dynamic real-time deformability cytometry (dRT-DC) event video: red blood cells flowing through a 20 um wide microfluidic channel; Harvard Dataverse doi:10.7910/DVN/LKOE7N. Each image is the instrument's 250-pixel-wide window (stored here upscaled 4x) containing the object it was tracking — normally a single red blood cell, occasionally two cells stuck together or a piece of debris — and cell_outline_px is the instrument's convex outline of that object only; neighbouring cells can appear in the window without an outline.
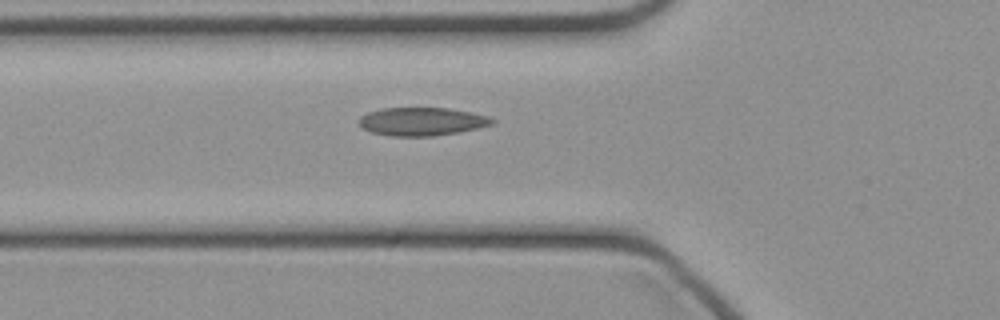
{"species": "common noctule bat (a hibernating species)", "species_latin": "Nyctalus noctula", "temperature_condition": "cold", "stored_images_in_passage": 17, "camera_frame_rate_fps": 3000, "um_per_image_px": 0.085, "animal": {"sex": "female", "body_mass_g": 21.9}, "frame": {"image": 1, "passage_image": 2, "time_ms": 0.333, "image_size_px": [1000, 320], "cell_outline_px": [[496, 124], [460, 132], [432, 136], [392, 136], [372, 132], [360, 128], [360, 116], [368, 112], [380, 108], [448, 108], [472, 112], [488, 116], [496, 120]], "centroid_in_image_um": [35.89, 10.33], "position_along_channel_um": 89.9, "area_um2": 22.08}}
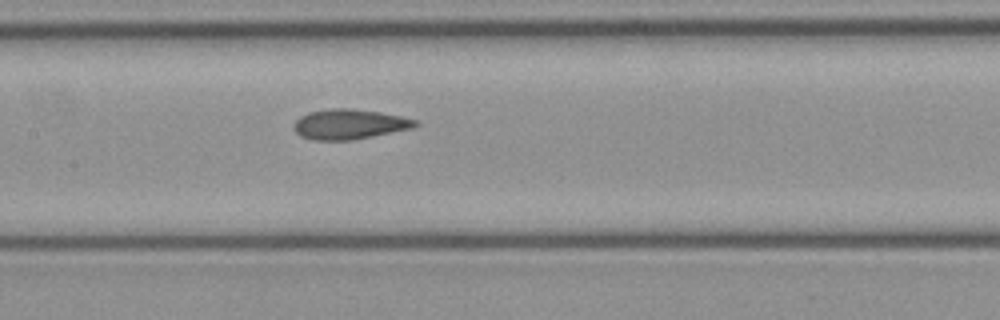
{"frame": {"image": 2, "passage_image": 8, "time_ms": 2.333, "image_size_px": [1000, 320], "cell_outline_px": [[420, 124], [416, 128], [352, 140], [312, 140], [300, 136], [296, 132], [296, 120], [300, 116], [308, 112], [336, 108], [352, 108], [380, 112], [400, 116], [416, 120]], "centroid_in_image_um": [29.75, 10.56], "position_along_channel_um": 177.6, "area_um2": 21.27}}
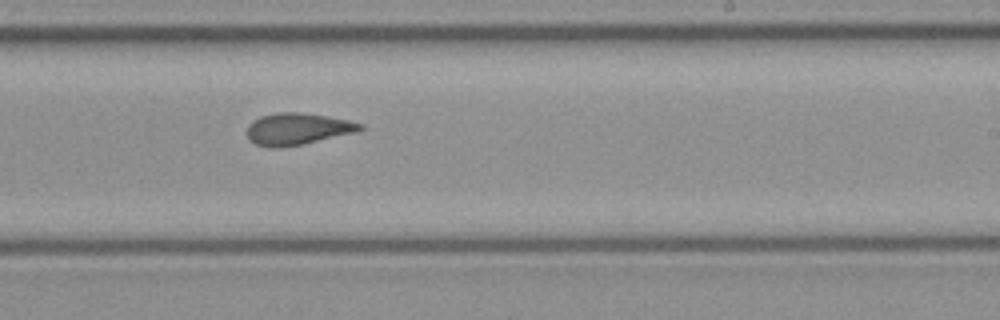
{"frame": {"image": 3, "passage_image": 14, "time_ms": 4.333, "image_size_px": [1000, 320], "cell_outline_px": [[364, 128], [360, 132], [304, 144], [280, 148], [272, 148], [256, 144], [248, 140], [248, 124], [252, 120], [260, 116], [276, 112], [304, 112], [348, 120], [364, 124]], "centroid_in_image_um": [25.32, 10.96], "position_along_channel_um": 263.7, "area_um2": 21.39}}